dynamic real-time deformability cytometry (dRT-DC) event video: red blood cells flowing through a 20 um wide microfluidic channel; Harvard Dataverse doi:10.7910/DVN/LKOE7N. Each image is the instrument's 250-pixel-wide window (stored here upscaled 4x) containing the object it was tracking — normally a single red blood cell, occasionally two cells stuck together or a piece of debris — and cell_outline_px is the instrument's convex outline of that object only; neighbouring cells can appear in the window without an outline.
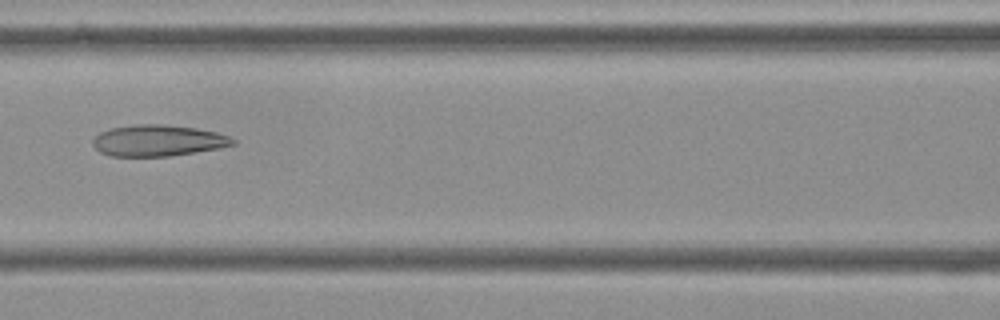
{"species": "Egyptian fruit bat (a non-hibernating species)", "species_latin": "Rousettus aegyptiacus", "temperature_condition": "cold", "stored_images_in_passage": 8, "camera_frame_rate_fps": 3000, "um_per_image_px": 0.085, "frame": {"image": 1, "passage_image": 6, "time_ms": 1.667, "image_size_px": [1000, 320], "cell_outline_px": [[236, 144], [216, 148], [172, 156], [108, 156], [100, 152], [92, 144], [92, 140], [100, 132], [112, 128], [136, 124], [160, 124], [196, 128], [216, 132], [228, 136], [236, 140]], "centroid_in_image_um": [13.41, 11.95], "position_along_channel_um": 153.2, "area_um2": 25.37}}
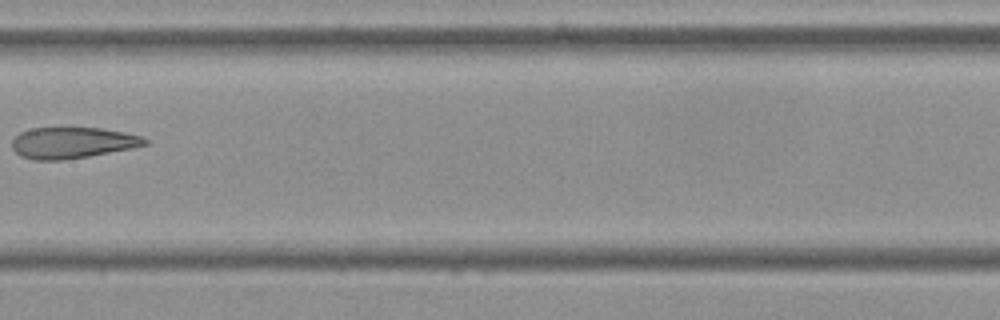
{"frame": {"image": 2, "passage_image": 7, "time_ms": 2.0, "image_size_px": [1000, 320], "cell_outline_px": [[148, 144], [132, 148], [88, 156], [60, 160], [36, 160], [20, 156], [12, 148], [12, 140], [20, 132], [32, 128], [100, 128], [124, 132], [140, 136], [148, 140]], "centroid_in_image_um": [6.14, 12.13], "position_along_channel_um": 201.3, "area_um2": 23.93}}
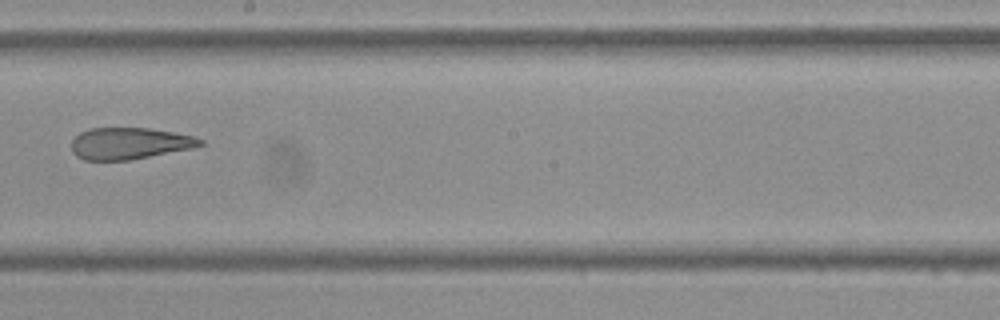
{"frame": {"image": 3, "passage_image": 8, "time_ms": 2.333, "image_size_px": [1000, 320], "cell_outline_px": [[204, 144], [192, 148], [128, 160], [84, 160], [76, 156], [72, 152], [72, 140], [80, 132], [88, 128], [148, 128], [172, 132], [192, 136], [204, 140]], "centroid_in_image_um": [10.97, 12.19], "position_along_channel_um": 237.2, "area_um2": 23.58}}